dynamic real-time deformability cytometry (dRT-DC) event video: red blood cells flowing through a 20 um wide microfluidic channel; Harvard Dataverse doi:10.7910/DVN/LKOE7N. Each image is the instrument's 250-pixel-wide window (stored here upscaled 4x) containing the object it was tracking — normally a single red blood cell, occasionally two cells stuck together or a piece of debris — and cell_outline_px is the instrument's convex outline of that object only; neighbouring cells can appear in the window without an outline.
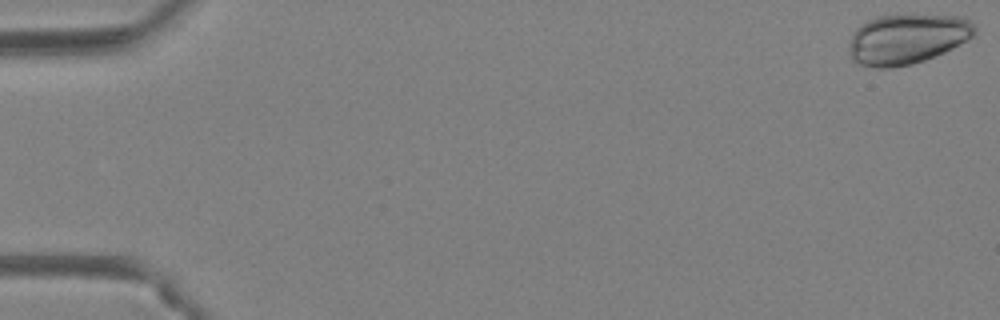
{"species": "Egyptian fruit bat (a non-hibernating species)", "species_latin": "Rousettus aegyptiacus", "temperature_condition": "warm", "stored_images_in_passage": 48, "camera_frame_rate_fps": 3000, "um_per_image_px": 0.085, "animal": {"sex": "female"}, "frame": {"image": 1, "passage_image": 1, "time_ms": 0.0, "image_size_px": [1000, 320], "cell_outline_px": [[976, 32], [968, 40], [944, 52], [924, 60], [912, 64], [892, 68], [876, 68], [856, 64], [852, 60], [848, 52], [852, 32], [860, 24], [868, 20], [880, 16], [904, 12], [960, 16], [976, 24]], "centroid_in_image_um": [77.09, 3.27], "position_along_channel_um": 7.9, "area_um2": 37.8}}
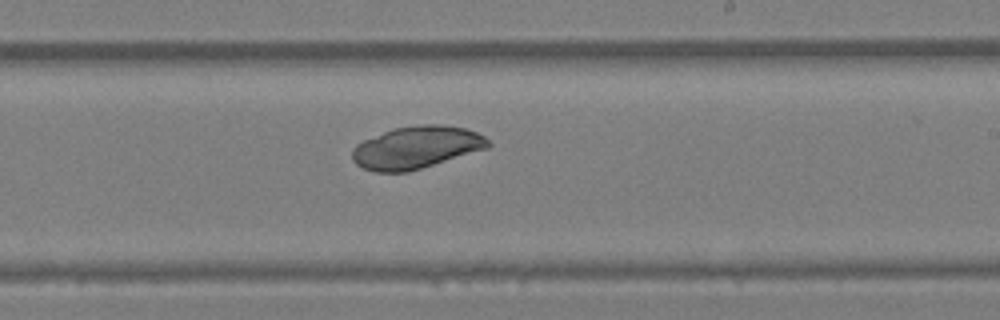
{"frame": {"image": 2, "passage_image": 29, "time_ms": 9.333, "image_size_px": [1000, 320], "cell_outline_px": [[492, 144], [488, 148], [408, 172], [372, 172], [356, 164], [352, 160], [352, 148], [356, 144], [364, 140], [392, 128], [416, 124], [444, 124], [464, 128], [476, 132], [484, 136]], "centroid_in_image_um": [35.38, 12.52], "position_along_channel_um": 253.6, "area_um2": 33.76}}
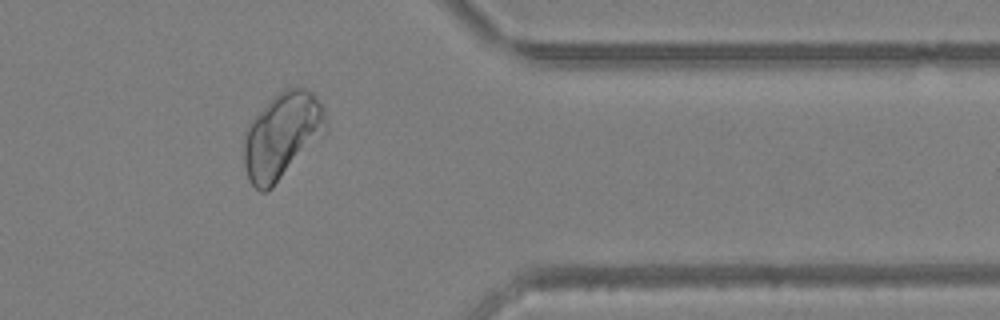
{"frame": {"image": 3, "passage_image": 39, "time_ms": 12.667, "image_size_px": [1000, 320], "cell_outline_px": [[328, 132], [272, 188], [264, 192], [260, 192], [248, 180], [244, 164], [244, 132], [252, 120], [280, 92], [288, 88], [304, 88], [312, 92], [324, 108], [328, 124]], "centroid_in_image_um": [24.01, 11.58], "position_along_channel_um": 387.4, "area_um2": 41.04}}